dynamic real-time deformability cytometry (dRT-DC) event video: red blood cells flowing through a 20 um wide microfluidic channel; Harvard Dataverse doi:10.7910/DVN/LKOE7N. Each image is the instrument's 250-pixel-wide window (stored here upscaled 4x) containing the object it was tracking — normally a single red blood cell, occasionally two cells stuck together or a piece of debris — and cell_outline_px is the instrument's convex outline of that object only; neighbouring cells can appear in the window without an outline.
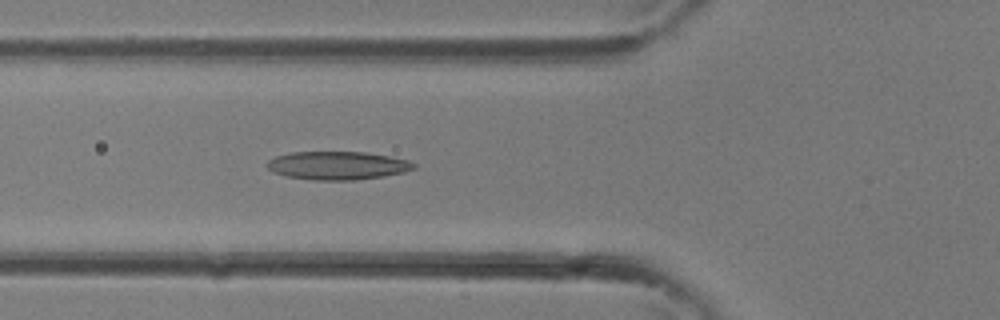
{"species": "common noctule bat (a hibernating species)", "species_latin": "Nyctalus noctula", "temperature_condition": "room temperature", "stored_images_in_passage": 34, "camera_frame_rate_fps": 3000, "um_per_image_px": 0.085, "animal": {"sex": "female"}, "frame": {"image": 1, "passage_image": 12, "time_ms": 3.667, "image_size_px": [1000, 320], "cell_outline_px": [[416, 168], [404, 172], [384, 176], [356, 180], [312, 180], [284, 176], [272, 172], [268, 168], [268, 160], [276, 156], [292, 152], [364, 152], [388, 156], [408, 160], [416, 164]], "centroid_in_image_um": [28.69, 14.07], "position_along_channel_um": 97.1, "area_um2": 24.22}}
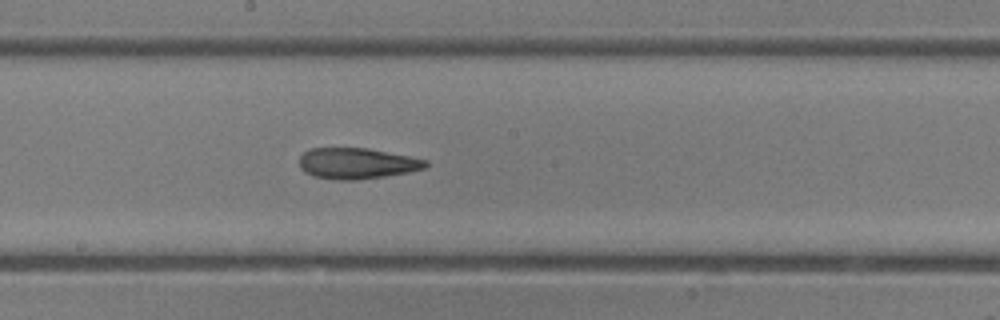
{"frame": {"image": 2, "passage_image": 18, "time_ms": 5.667, "image_size_px": [1000, 320], "cell_outline_px": [[428, 164], [424, 168], [408, 172], [384, 176], [356, 180], [336, 180], [312, 176], [304, 172], [300, 168], [300, 156], [308, 148], [368, 148], [428, 160]], "centroid_in_image_um": [30.3, 13.89], "position_along_channel_um": 217.9, "area_um2": 22.77}}
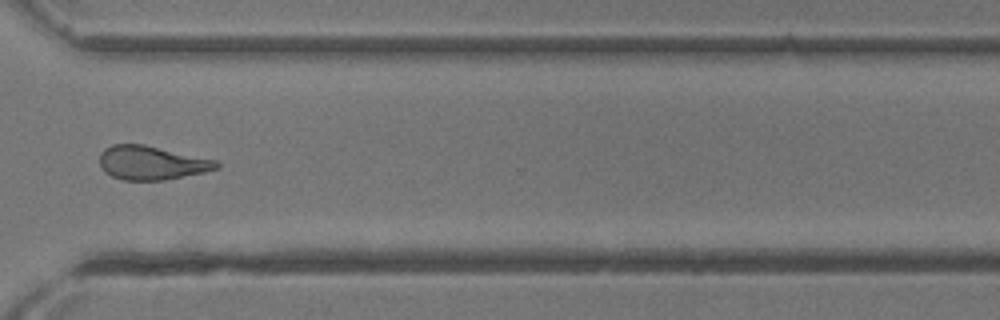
{"frame": {"image": 3, "passage_image": 25, "time_ms": 8.0, "image_size_px": [1000, 320], "cell_outline_px": [[220, 168], [204, 172], [164, 180], [120, 180], [104, 172], [100, 164], [100, 152], [104, 148], [112, 144], [144, 144], [216, 160], [220, 164]], "centroid_in_image_um": [12.87, 13.84], "position_along_channel_um": 357.7, "area_um2": 23.12}}